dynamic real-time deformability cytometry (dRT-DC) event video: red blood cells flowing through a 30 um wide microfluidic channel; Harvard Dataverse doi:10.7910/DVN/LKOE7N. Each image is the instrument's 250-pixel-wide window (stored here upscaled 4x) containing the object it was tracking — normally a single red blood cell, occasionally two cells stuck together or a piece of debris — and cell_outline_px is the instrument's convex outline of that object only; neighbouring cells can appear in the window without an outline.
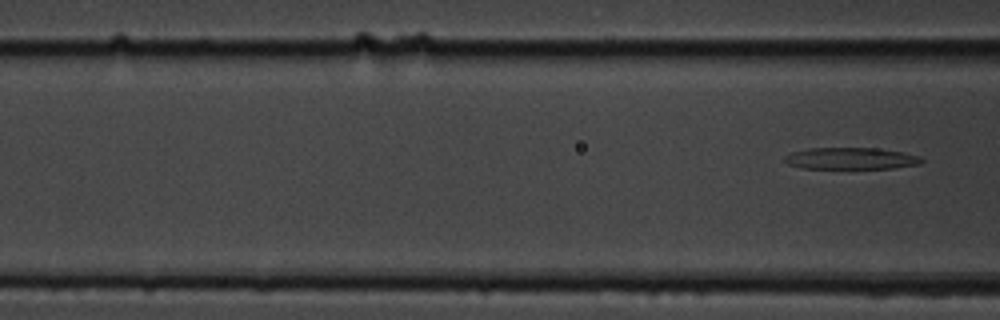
{"species": "common noctule bat (a hibernating species)", "species_latin": "Nyctalus noctula", "temperature_condition": "cold", "stored_images_in_passage": 9, "segment_of_instrument_passage": [2, 2], "camera_frame_rate_fps": 3000, "um_per_image_px": 0.085, "animal": {"sex": "male", "body_mass_g": 19.5, "forearm_length_mm": 54.6}, "frame": {"image": 1, "passage_image": 9, "time_ms": 9.333, "image_size_px": [1000, 320], "cell_outline_px": [[924, 160], [920, 164], [892, 168], [800, 168], [788, 164], [784, 160], [784, 156], [792, 152], [808, 148], [876, 148], [900, 152], [920, 156]], "centroid_in_image_um": [72.3, 13.47], "position_along_channel_um": 94.3, "area_um2": 17.22}}